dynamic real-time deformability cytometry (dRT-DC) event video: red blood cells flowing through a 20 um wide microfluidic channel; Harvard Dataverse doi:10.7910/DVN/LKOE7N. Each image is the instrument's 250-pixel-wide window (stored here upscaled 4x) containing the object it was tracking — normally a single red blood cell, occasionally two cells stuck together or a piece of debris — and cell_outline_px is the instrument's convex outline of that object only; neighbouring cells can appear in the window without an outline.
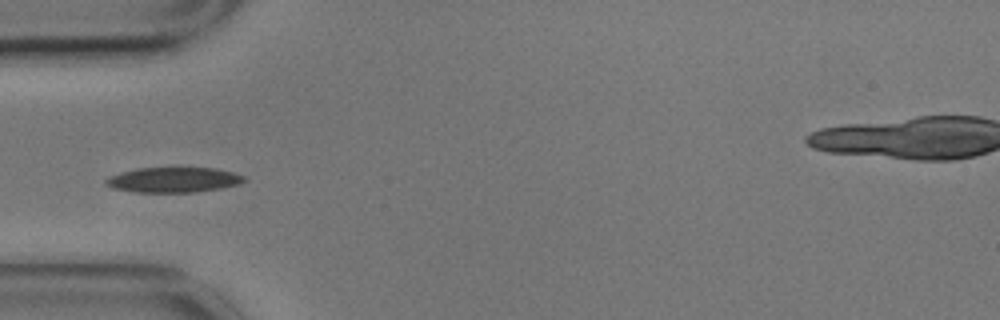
{"species": "common noctule bat (a hibernating species)", "species_latin": "Nyctalus noctula", "temperature_condition": "cold", "stored_images_in_passage": 40, "segment_of_instrument_passage": [1, 2], "camera_frame_rate_fps": 3000, "um_per_image_px": 0.085, "animal": {"sex": "male", "body_mass_g": 17.9}, "frame": {"image": 1, "passage_image": 1, "time_ms": 0.0, "image_size_px": [1000, 320], "cell_outline_px": [[244, 180], [236, 184], [220, 188], [196, 192], [136, 192], [112, 188], [104, 184], [104, 180], [108, 176], [120, 172], [136, 168], [216, 168], [232, 172], [244, 176]], "centroid_in_image_um": [14.66, 15.28], "position_along_channel_um": 70.3, "area_um2": 20.17}}
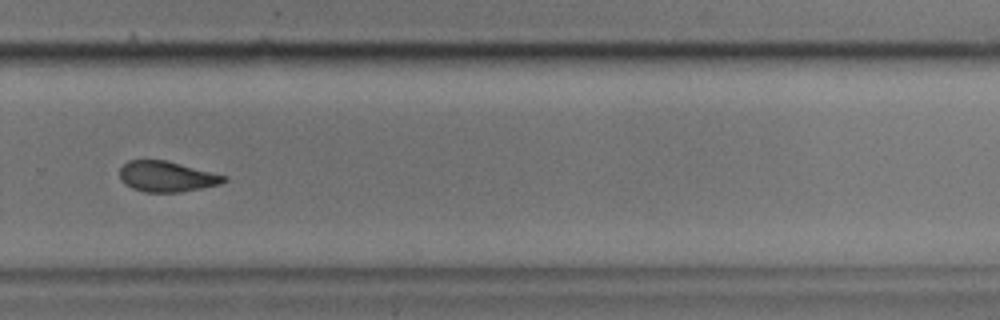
{"frame": {"image": 2, "passage_image": 21, "time_ms": 6.667, "image_size_px": [1000, 320], "cell_outline_px": [[228, 180], [220, 184], [180, 192], [144, 192], [132, 188], [124, 184], [120, 176], [120, 168], [128, 160], [164, 160], [228, 176]], "centroid_in_image_um": [14.17, 15.01], "position_along_channel_um": 315.6, "area_um2": 18.44}}
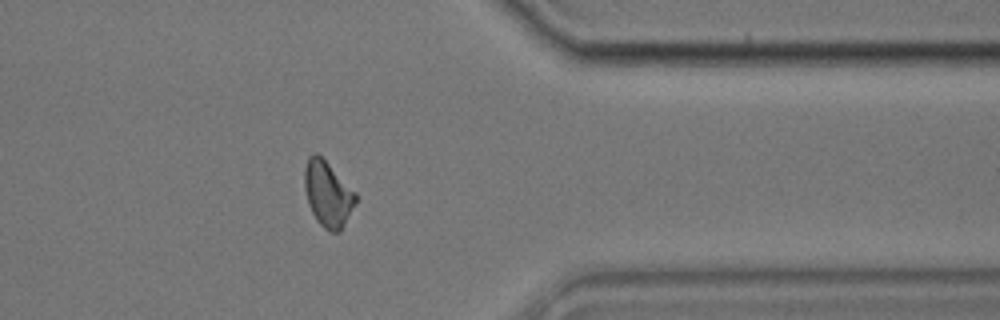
{"frame": {"image": 3, "passage_image": 28, "time_ms": 9.0, "image_size_px": [1000, 320], "cell_outline_px": [[356, 204], [340, 232], [328, 232], [316, 220], [308, 204], [304, 188], [304, 168], [308, 156], [312, 152], [316, 152], [356, 192]], "centroid_in_image_um": [27.85, 16.5], "position_along_channel_um": 383.6, "area_um2": 19.59}}